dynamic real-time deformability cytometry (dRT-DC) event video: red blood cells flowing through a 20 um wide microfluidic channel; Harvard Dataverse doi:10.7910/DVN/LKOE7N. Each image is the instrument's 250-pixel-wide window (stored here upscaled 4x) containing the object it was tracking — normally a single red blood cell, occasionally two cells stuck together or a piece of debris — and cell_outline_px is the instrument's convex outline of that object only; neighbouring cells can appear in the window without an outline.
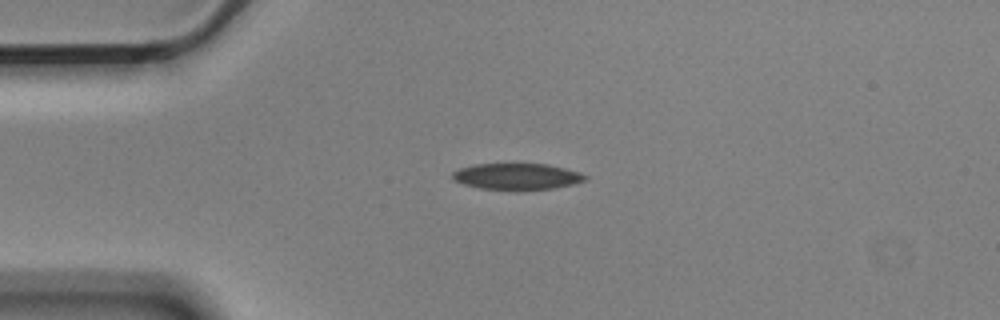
{"species": "Egyptian fruit bat (a non-hibernating species)", "species_latin": "Rousettus aegyptiacus", "temperature_condition": "cold", "stored_images_in_passage": 3, "camera_frame_rate_fps": 3000, "um_per_image_px": 0.085, "animal": {"sex": "male"}, "frame": {"image": 1, "passage_image": 2, "time_ms": 0.333, "image_size_px": [1000, 320], "cell_outline_px": [[588, 176], [584, 180], [572, 184], [552, 188], [516, 192], [480, 188], [464, 184], [456, 180], [452, 176], [452, 172], [460, 168], [476, 164], [548, 164], [580, 172]], "centroid_in_image_um": [43.94, 15.02], "position_along_channel_um": 41.1, "area_um2": 20.58}}